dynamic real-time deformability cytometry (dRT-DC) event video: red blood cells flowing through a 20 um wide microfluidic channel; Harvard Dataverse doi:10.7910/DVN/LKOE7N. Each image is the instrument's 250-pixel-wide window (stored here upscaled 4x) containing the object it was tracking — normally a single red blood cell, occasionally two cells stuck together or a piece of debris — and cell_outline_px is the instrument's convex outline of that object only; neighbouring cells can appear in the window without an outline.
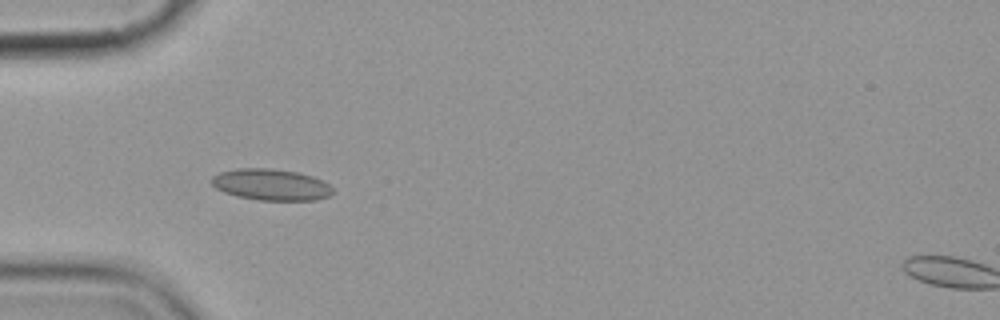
{"species": "common noctule bat (a hibernating species)", "species_latin": "Nyctalus noctula", "temperature_condition": "cold", "stored_images_in_passage": 6, "camera_frame_rate_fps": 3000, "um_per_image_px": 0.085, "animal": {"sex": "female", "body_mass_g": 19.9}, "frame": {"image": 1, "passage_image": 5, "time_ms": 5.667, "image_size_px": [1000, 320], "cell_outline_px": [[332, 192], [328, 196], [316, 200], [256, 200], [236, 196], [224, 192], [216, 188], [208, 180], [212, 176], [220, 172], [236, 168], [268, 168], [296, 172], [312, 176], [328, 184], [332, 188]], "centroid_in_image_um": [22.97, 15.69], "position_along_channel_um": 62.0, "area_um2": 22.14}}
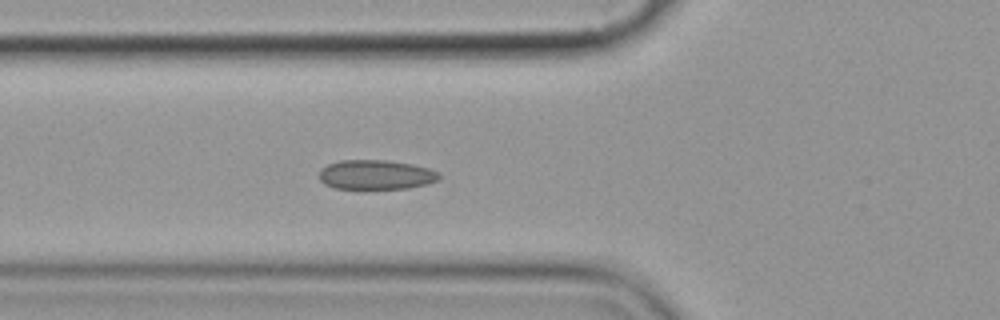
{"frame": {"image": 2, "passage_image": 6, "time_ms": 6.667, "image_size_px": [1000, 320], "cell_outline_px": [[440, 180], [428, 184], [408, 188], [364, 192], [336, 188], [324, 184], [320, 180], [320, 168], [328, 164], [340, 160], [388, 160], [412, 164], [428, 168], [440, 172]], "centroid_in_image_um": [31.95, 14.9], "position_along_channel_um": 93.8, "area_um2": 21.73}}